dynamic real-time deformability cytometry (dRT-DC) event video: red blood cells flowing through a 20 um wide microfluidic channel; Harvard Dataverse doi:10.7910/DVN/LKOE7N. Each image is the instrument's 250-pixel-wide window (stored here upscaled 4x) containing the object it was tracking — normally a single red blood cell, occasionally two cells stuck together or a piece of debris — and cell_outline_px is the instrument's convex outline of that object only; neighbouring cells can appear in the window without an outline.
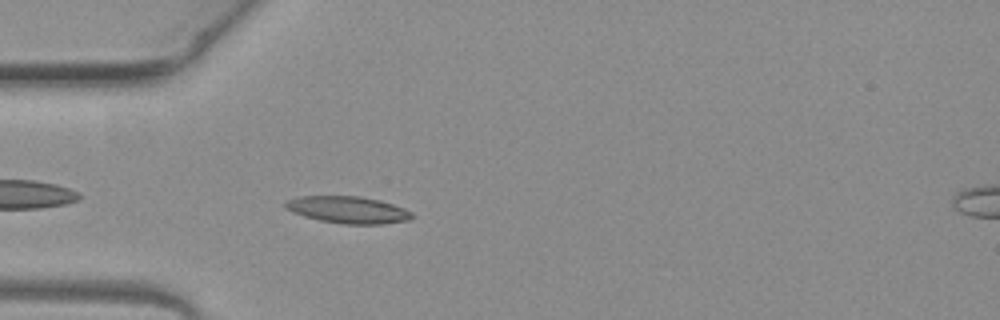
{"species": "common noctule bat (a hibernating species)", "species_latin": "Nyctalus noctula", "temperature_condition": "warm", "stored_images_in_passage": 4, "camera_frame_rate_fps": 3000, "um_per_image_px": 0.085, "animal": {"sex": "female", "body_mass_g": 19.3, "forearm_length_mm": 54.1}, "frame": {"image": 1, "passage_image": 4, "time_ms": 1.0, "image_size_px": [1000, 320], "cell_outline_px": [[416, 216], [408, 220], [384, 224], [344, 224], [320, 220], [304, 216], [288, 208], [284, 204], [288, 200], [300, 196], [360, 196], [380, 200], [404, 208], [412, 212]], "centroid_in_image_um": [29.66, 17.83], "position_along_channel_um": 55.3, "area_um2": 19.71}}